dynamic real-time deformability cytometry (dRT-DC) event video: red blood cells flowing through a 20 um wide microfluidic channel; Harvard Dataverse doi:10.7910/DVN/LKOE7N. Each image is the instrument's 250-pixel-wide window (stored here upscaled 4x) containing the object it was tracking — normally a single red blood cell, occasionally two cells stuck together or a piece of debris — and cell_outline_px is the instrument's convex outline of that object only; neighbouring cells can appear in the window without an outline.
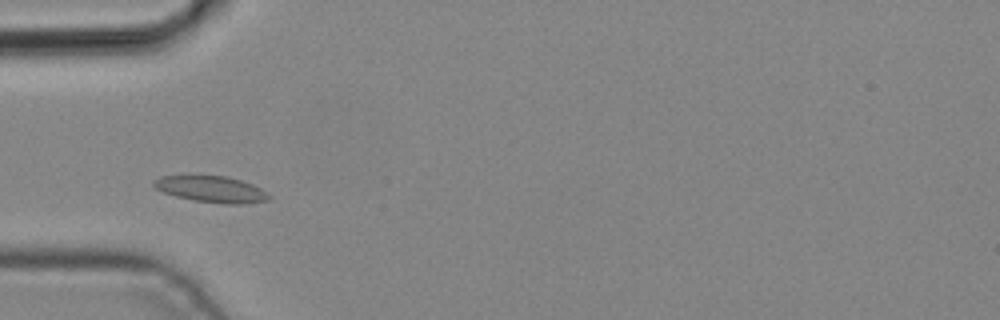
{"species": "common noctule bat (a hibernating species)", "species_latin": "Nyctalus noctula", "temperature_condition": "cold", "stored_images_in_passage": 4, "camera_frame_rate_fps": 3000, "um_per_image_px": 0.085, "animal": {"sex": "male", "body_mass_g": 19.2, "forearm_length_mm": 51.8}, "frame": {"image": 1, "passage_image": 2, "time_ms": 0.333, "image_size_px": [1000, 320], "cell_outline_px": [[272, 196], [268, 200], [240, 204], [224, 204], [196, 200], [176, 196], [164, 192], [156, 188], [152, 184], [152, 180], [160, 176], [188, 172], [224, 176], [240, 180], [252, 184], [260, 188]], "centroid_in_image_um": [17.88, 16.02], "position_along_channel_um": 67.1, "area_um2": 18.32}}
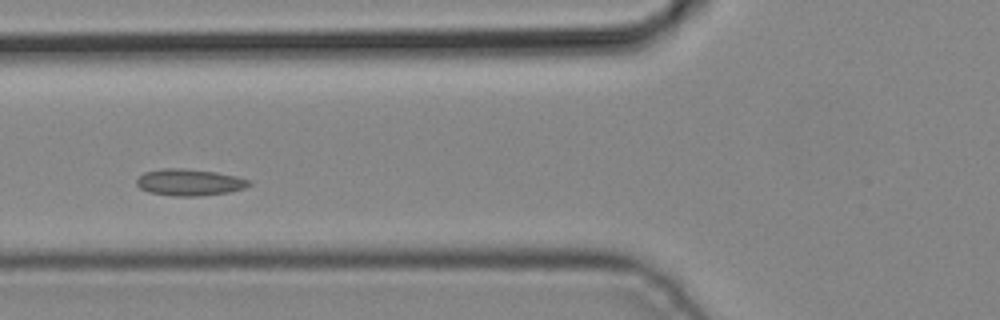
{"frame": {"image": 2, "passage_image": 3, "time_ms": 0.667, "image_size_px": [1000, 320], "cell_outline_px": [[252, 184], [244, 188], [228, 192], [196, 196], [172, 196], [148, 192], [140, 188], [136, 184], [136, 180], [144, 172], [164, 168], [184, 168], [216, 172], [236, 176], [252, 180]], "centroid_in_image_um": [16.1, 15.49], "position_along_channel_um": 109.7, "area_um2": 17.51}}
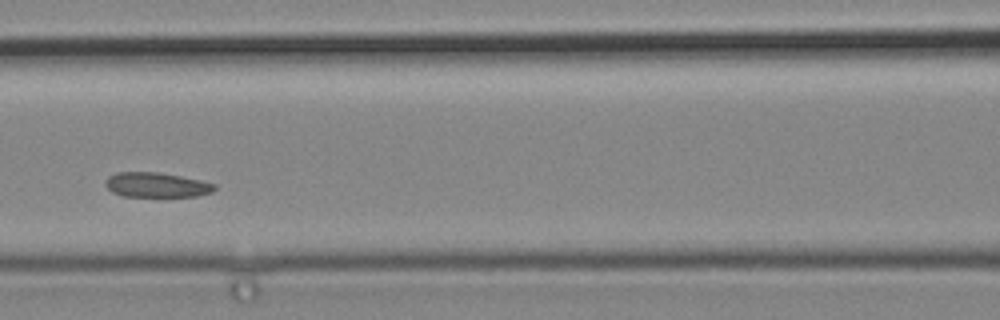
{"frame": {"image": 3, "passage_image": 4, "time_ms": 1.0, "image_size_px": [1000, 320], "cell_outline_px": [[216, 188], [212, 192], [196, 196], [124, 196], [112, 192], [104, 184], [104, 180], [108, 176], [116, 172], [156, 172], [180, 176], [200, 180], [216, 184]], "centroid_in_image_um": [13.27, 15.71], "position_along_channel_um": 153.3, "area_um2": 15.72}}